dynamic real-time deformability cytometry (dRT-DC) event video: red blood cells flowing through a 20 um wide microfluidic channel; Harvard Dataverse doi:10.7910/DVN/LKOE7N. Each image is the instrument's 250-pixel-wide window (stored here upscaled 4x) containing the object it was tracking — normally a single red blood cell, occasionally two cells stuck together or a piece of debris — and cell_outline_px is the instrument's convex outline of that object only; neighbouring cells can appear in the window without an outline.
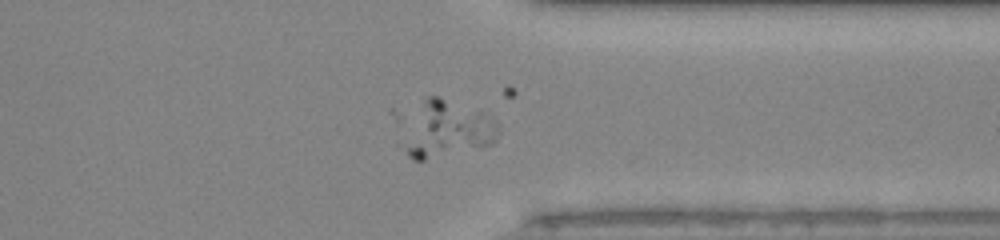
{"species": "human", "species_latin": "Homo sapiens", "temperature_condition": "room temperature", "stored_images_in_passage": 47, "camera_frame_rate_fps": 3000, "um_per_image_px": 0.085, "donor": {"sex": "male"}, "frame": {"image": 1, "passage_image": 37, "time_ms": 12.0, "image_size_px": [1000, 240], "cell_outline_px": [[500, 132], [496, 140], [492, 144], [424, 160], [412, 160], [408, 156], [404, 148], [424, 100], [428, 96], [436, 96], [496, 120], [500, 124]], "centroid_in_image_um": [38.12, 11.06], "position_along_channel_um": 373.3, "area_um2": 28.9}}